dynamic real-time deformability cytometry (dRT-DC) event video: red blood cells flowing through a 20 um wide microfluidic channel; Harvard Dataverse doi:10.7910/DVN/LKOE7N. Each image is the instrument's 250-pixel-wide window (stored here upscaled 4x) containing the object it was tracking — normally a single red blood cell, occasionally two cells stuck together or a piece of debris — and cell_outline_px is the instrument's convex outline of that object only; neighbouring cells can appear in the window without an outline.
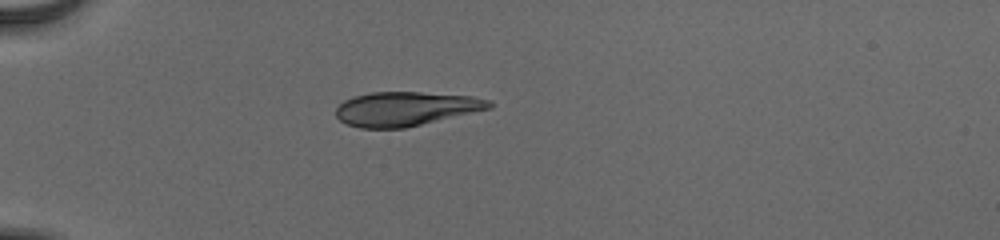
{"species": "human", "species_latin": "Homo sapiens", "temperature_condition": "cold", "stored_images_in_passage": 38, "camera_frame_rate_fps": 3000, "um_per_image_px": 0.085, "donor": {"sex": "male"}, "frame": {"image": 1, "passage_image": 1, "time_ms": 0.0, "image_size_px": [1000, 240], "cell_outline_px": [[492, 108], [404, 128], [360, 128], [348, 124], [340, 120], [336, 116], [336, 108], [344, 100], [352, 96], [372, 92], [420, 92], [472, 96], [492, 100]], "centroid_in_image_um": [34.49, 9.24], "position_along_channel_um": 50.5, "area_um2": 30.46}}
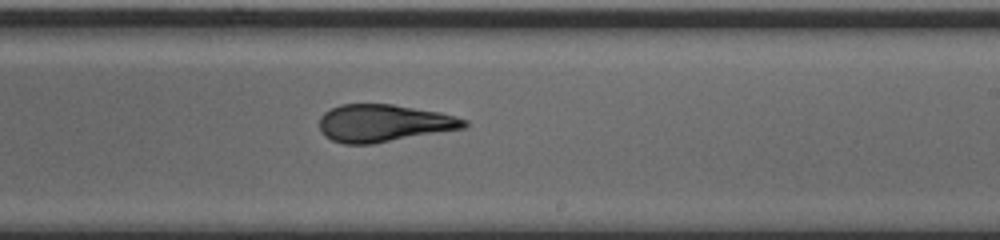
{"frame": {"image": 2, "passage_image": 19, "time_ms": 6.0, "image_size_px": [1000, 240], "cell_outline_px": [[468, 124], [464, 128], [372, 144], [344, 144], [332, 140], [324, 136], [320, 132], [320, 116], [324, 112], [340, 104], [392, 104], [440, 112], [456, 116], [468, 120]], "centroid_in_image_um": [32.6, 10.47], "position_along_channel_um": 256.4, "area_um2": 31.62}}
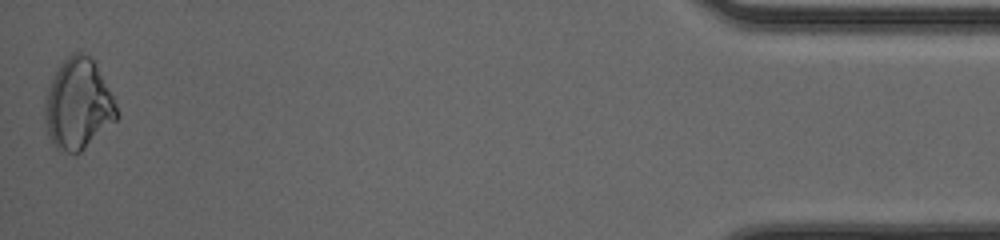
{"frame": {"image": 3, "passage_image": 38, "time_ms": 12.333, "image_size_px": [1000, 240], "cell_outline_px": [[120, 116], [116, 120], [80, 152], [60, 152], [52, 144], [48, 136], [44, 120], [44, 100], [48, 88], [60, 64], [72, 52], [80, 52], [92, 56], [120, 112]], "centroid_in_image_um": [6.63, 8.87], "position_along_channel_um": 428.6, "area_um2": 38.03}, "authors_computed_cell_mechanics": {"area_um2": 32.2524, "velocity_mm_per_s": 3.9127, "shape_relaxation_time_tau1_ms": 4.2433, "shape_relaxation_time_tau2_ms": 1.2385, "deformation_change_tau1": 0.1575, "deformation_change_tau2": 0.0507}}